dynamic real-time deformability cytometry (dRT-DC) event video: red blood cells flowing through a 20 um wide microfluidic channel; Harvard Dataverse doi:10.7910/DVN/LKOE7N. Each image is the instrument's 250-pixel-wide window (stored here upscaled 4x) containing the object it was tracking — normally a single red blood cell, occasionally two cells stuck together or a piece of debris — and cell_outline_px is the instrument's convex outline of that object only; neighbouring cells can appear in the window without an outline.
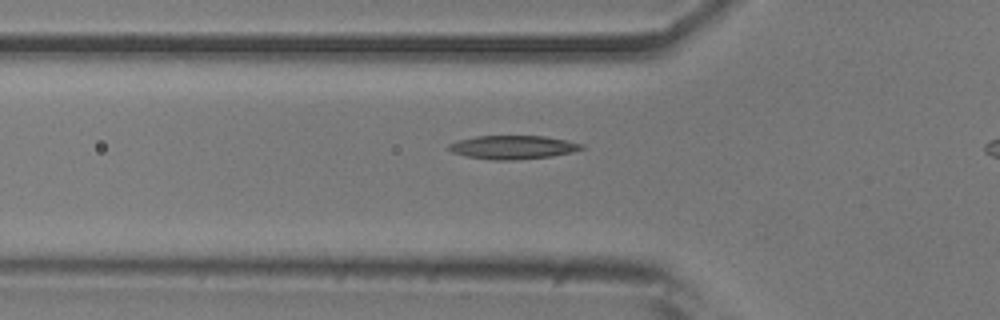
{"species": "common noctule bat (a hibernating species)", "species_latin": "Nyctalus noctula", "temperature_condition": "room temperature", "stored_images_in_passage": 29, "camera_frame_rate_fps": 3000, "um_per_image_px": 0.085, "animal": {"sex": "male", "body_mass_g": 20.5, "forearm_length_mm": 52.5}, "frame": {"image": 1, "passage_image": 10, "time_ms": 3.0, "image_size_px": [1000, 320], "cell_outline_px": [[584, 148], [572, 152], [552, 156], [512, 160], [492, 160], [468, 156], [452, 152], [448, 148], [448, 144], [460, 140], [476, 136], [544, 136], [584, 144]], "centroid_in_image_um": [43.6, 12.51], "position_along_channel_um": 82.2, "area_um2": 18.03}}
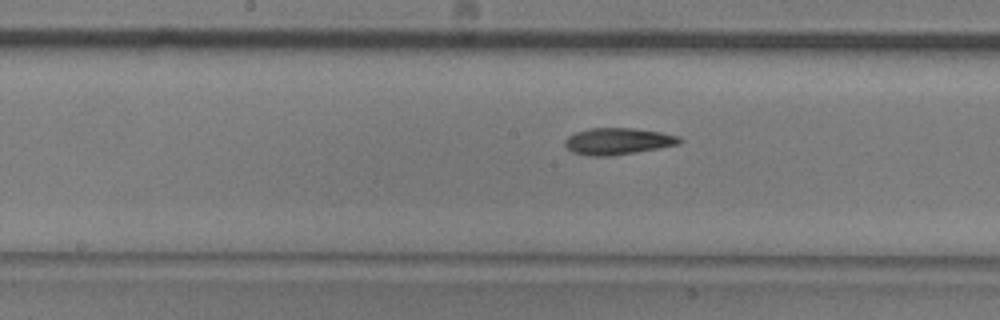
{"frame": {"image": 2, "passage_image": 19, "time_ms": 6.0, "image_size_px": [1000, 320], "cell_outline_px": [[684, 140], [680, 144], [612, 156], [588, 156], [572, 152], [564, 144], [564, 140], [568, 136], [576, 132], [588, 128], [632, 128], [660, 132], [680, 136]], "centroid_in_image_um": [52.51, 12.0], "position_along_channel_um": 195.7, "area_um2": 17.86}}
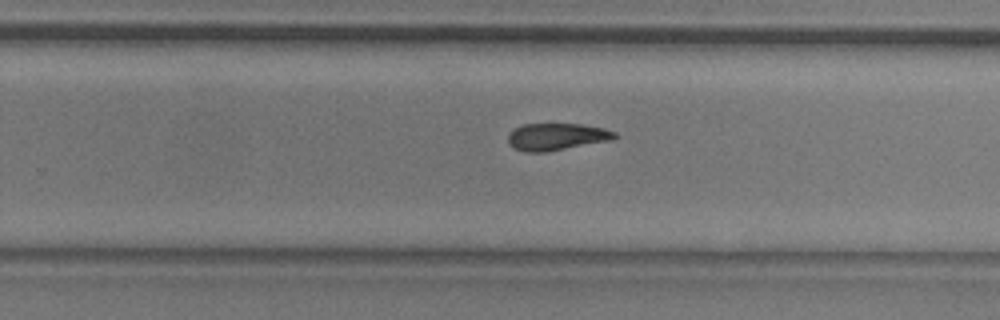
{"frame": {"image": 3, "passage_image": 26, "time_ms": 8.333, "image_size_px": [1000, 320], "cell_outline_px": [[616, 136], [612, 140], [544, 152], [528, 152], [512, 148], [508, 144], [508, 136], [516, 128], [524, 124], [580, 124], [604, 128], [616, 132]], "centroid_in_image_um": [47.31, 11.62], "position_along_channel_um": 282.5, "area_um2": 16.65}, "authors_computed_cell_mechanics": {"area_um2": 17.5712, "velocity_mm_per_s": 3.7395, "shape_relaxation_time_tau1_ms": 5.5966, "shape_relaxation_time_tau2_ms": 2.4014, "deformation_change_tau1": 0.1601, "deformation_change_tau2": 0.0794}}